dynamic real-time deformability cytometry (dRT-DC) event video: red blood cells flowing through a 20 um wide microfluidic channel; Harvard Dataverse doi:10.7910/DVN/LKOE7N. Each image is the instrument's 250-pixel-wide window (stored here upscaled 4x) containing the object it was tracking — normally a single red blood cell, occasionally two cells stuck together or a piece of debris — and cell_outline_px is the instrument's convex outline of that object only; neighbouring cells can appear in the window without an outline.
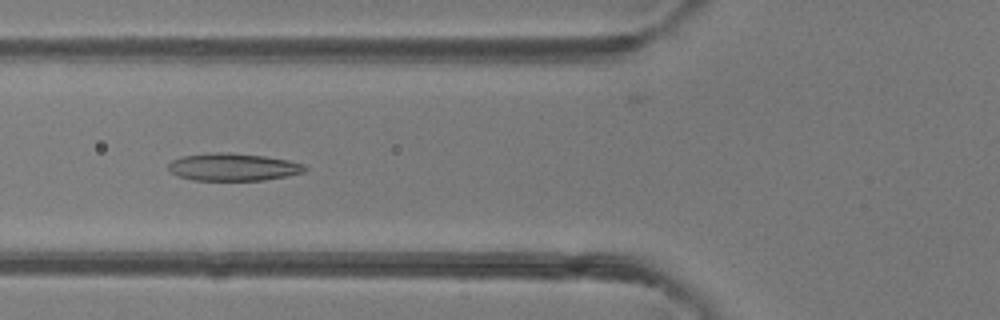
{"species": "common noctule bat (a hibernating species)", "species_latin": "Nyctalus noctula", "temperature_condition": "room temperature", "stored_images_in_passage": 50, "camera_frame_rate_fps": 3000, "um_per_image_px": 0.085, "animal": {"sex": "female"}, "frame": {"image": 1, "passage_image": 19, "time_ms": 6.0, "image_size_px": [1000, 320], "cell_outline_px": [[308, 168], [304, 172], [288, 176], [264, 180], [192, 180], [180, 176], [172, 172], [168, 168], [168, 164], [172, 160], [180, 156], [216, 152], [232, 152], [264, 156], [288, 160], [304, 164]], "centroid_in_image_um": [19.83, 14.19], "position_along_channel_um": 106.0, "area_um2": 21.96}}
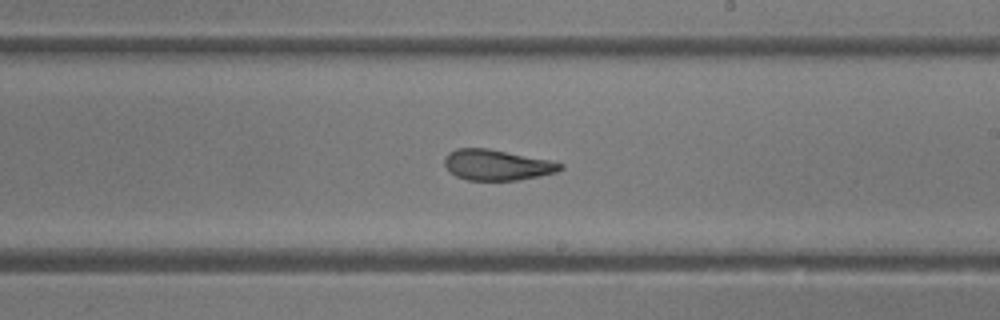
{"frame": {"image": 2, "passage_image": 29, "time_ms": 9.333, "image_size_px": [1000, 320], "cell_outline_px": [[564, 168], [556, 172], [516, 180], [468, 180], [456, 176], [444, 164], [444, 156], [448, 152], [456, 148], [488, 148], [548, 160], [564, 164]], "centroid_in_image_um": [42.21, 14.01], "position_along_channel_um": 246.8, "area_um2": 20.46}}
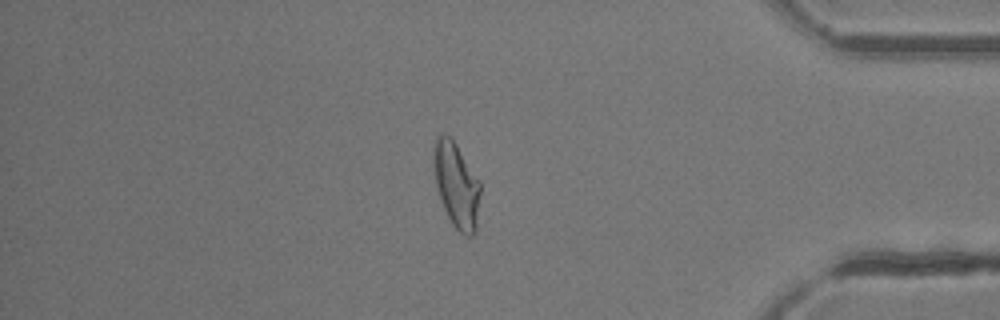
{"frame": {"image": 3, "passage_image": 42, "time_ms": 13.667, "image_size_px": [1000, 320], "cell_outline_px": [[480, 192], [476, 228], [472, 236], [468, 236], [460, 232], [452, 224], [440, 200], [436, 184], [432, 160], [432, 148], [436, 136], [444, 132], [456, 144], [480, 180]], "centroid_in_image_um": [38.77, 15.68], "position_along_channel_um": 396.4, "area_um2": 23.29}, "authors_computed_cell_mechanics": {"area_um2": 23.1489, "velocity_mm_per_s": 4.2199, "shape_relaxation_time_tau1_ms": 5.9604, "shape_relaxation_time_tau2_ms": 1.5649, "deformation_change_tau1": 0.2256, "deformation_change_tau2": 0.1035}}